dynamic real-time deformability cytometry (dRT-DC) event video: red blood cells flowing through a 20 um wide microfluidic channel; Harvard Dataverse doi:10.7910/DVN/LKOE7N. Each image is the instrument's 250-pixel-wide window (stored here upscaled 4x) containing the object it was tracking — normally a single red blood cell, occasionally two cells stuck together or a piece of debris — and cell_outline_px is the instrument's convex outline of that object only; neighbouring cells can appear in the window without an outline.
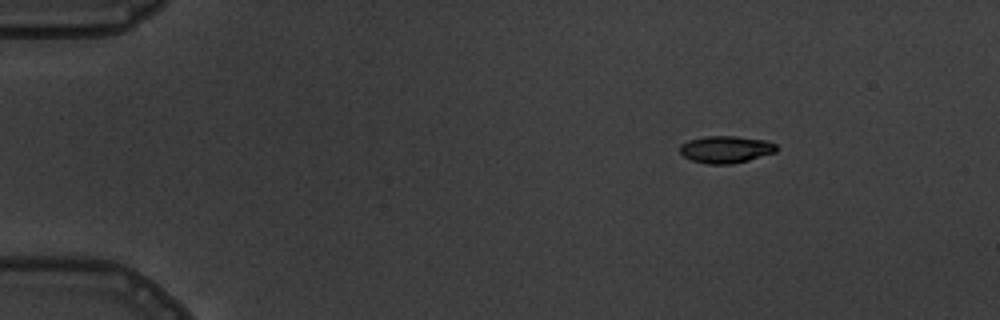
{"species": "common noctule bat (a hibernating species)", "species_latin": "Nyctalus noctula", "temperature_condition": "warm", "stored_images_in_passage": 4, "camera_frame_rate_fps": 3000, "um_per_image_px": 0.085, "animal": {"sex": "male", "body_mass_g": 19.5, "forearm_length_mm": 54.6}, "frame": {"image": 1, "passage_image": 1, "time_ms": 0.0, "image_size_px": [1000, 320], "cell_outline_px": [[776, 152], [748, 160], [732, 164], [708, 164], [692, 160], [684, 156], [680, 152], [680, 144], [688, 140], [704, 136], [736, 136], [764, 140], [776, 144]], "centroid_in_image_um": [61.67, 12.69], "position_along_channel_um": 23.3, "area_um2": 15.2}}